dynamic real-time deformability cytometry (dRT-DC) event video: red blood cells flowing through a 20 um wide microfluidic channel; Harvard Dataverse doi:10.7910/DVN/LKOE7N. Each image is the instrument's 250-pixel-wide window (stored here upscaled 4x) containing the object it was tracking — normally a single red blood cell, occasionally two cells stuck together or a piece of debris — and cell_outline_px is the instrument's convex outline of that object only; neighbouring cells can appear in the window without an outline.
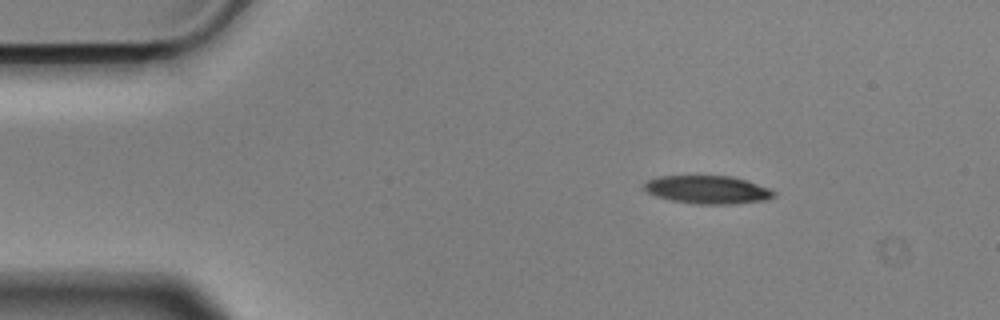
{"species": "Egyptian fruit bat (a non-hibernating species)", "species_latin": "Rousettus aegyptiacus", "temperature_condition": "cold", "stored_images_in_passage": 49, "camera_frame_rate_fps": 3000, "um_per_image_px": 0.085, "animal": {"sex": "male"}, "frame": {"image": 1, "passage_image": 1, "time_ms": 0.0, "image_size_px": [1000, 320], "cell_outline_px": [[776, 196], [768, 200], [732, 204], [696, 204], [672, 200], [656, 196], [648, 192], [644, 188], [644, 184], [648, 180], [660, 176], [732, 176], [768, 188], [776, 192]], "centroid_in_image_um": [60.17, 16.13], "position_along_channel_um": 24.8, "area_um2": 21.1}}
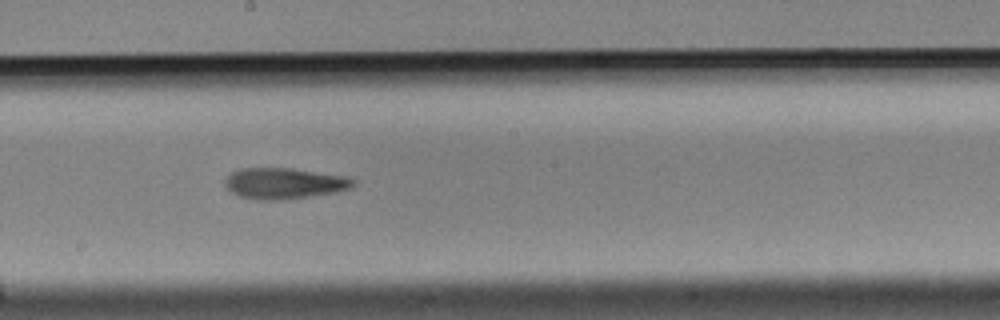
{"frame": {"image": 2, "passage_image": 23, "time_ms": 7.333, "image_size_px": [1000, 320], "cell_outline_px": [[356, 184], [348, 188], [336, 192], [280, 200], [256, 200], [240, 196], [232, 192], [224, 184], [228, 176], [232, 172], [240, 168], [292, 168], [344, 176], [356, 180]], "centroid_in_image_um": [24.15, 15.58], "position_along_channel_um": 224.1, "area_um2": 22.95}}
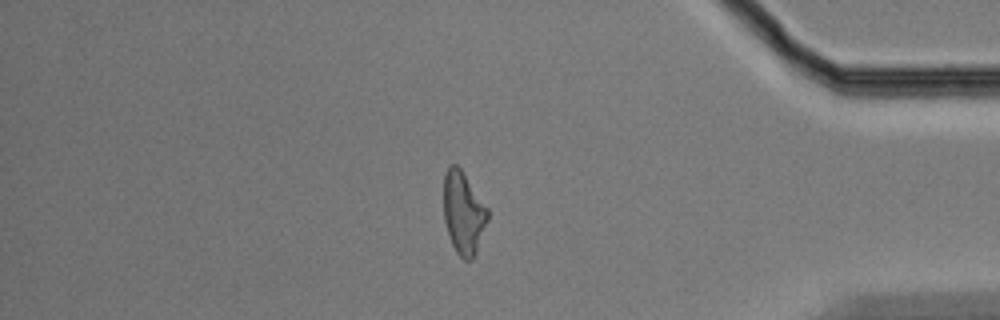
{"frame": {"image": 3, "passage_image": 40, "time_ms": 13.0, "image_size_px": [1000, 320], "cell_outline_px": [[488, 220], [476, 252], [472, 260], [464, 260], [456, 252], [452, 244], [444, 220], [444, 176], [448, 164], [456, 164], [460, 168], [488, 208]], "centroid_in_image_um": [39.39, 18.09], "position_along_channel_um": 395.8, "area_um2": 21.04}, "authors_computed_cell_mechanics": {"area_um2": 21.964, "velocity_mm_per_s": 3.5803, "shape_relaxation_time_tau1_ms": 6.5928, "shape_relaxation_time_tau2_ms": 8.295, "deformation_change_tau1": 0.1972, "deformation_change_tau2": 0.2184}}